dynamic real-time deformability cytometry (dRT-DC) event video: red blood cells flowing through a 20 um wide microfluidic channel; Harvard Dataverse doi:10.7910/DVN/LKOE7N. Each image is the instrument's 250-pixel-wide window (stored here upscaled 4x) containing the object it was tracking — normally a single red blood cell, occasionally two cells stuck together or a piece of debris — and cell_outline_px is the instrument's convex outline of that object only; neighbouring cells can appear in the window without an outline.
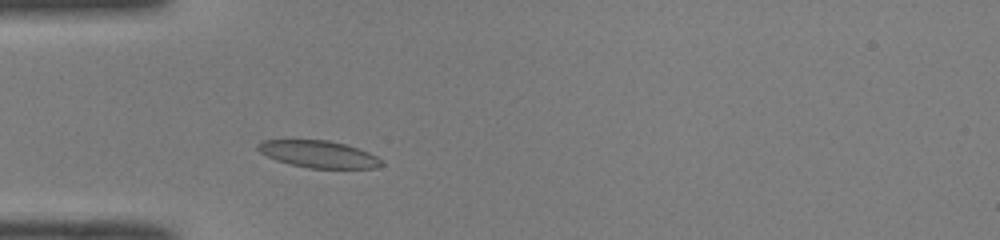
{"species": "common noctule bat (a hibernating species)", "species_latin": "Nyctalus noctula", "temperature_condition": "room temperature", "stored_images_in_passage": 41, "camera_frame_rate_fps": 3000, "um_per_image_px": 0.085, "animal": {"sex": "male", "body_mass_g": 19.0, "forearm_length_mm": 50.8}, "frame": {"image": 1, "passage_image": 6, "time_ms": 1.667, "image_size_px": [1000, 240], "cell_outline_px": [[384, 164], [376, 168], [308, 168], [276, 160], [260, 152], [256, 148], [256, 144], [264, 140], [328, 140], [344, 144], [368, 152], [376, 156]], "centroid_in_image_um": [27.06, 13.1], "position_along_channel_um": 57.9, "area_um2": 19.25}}
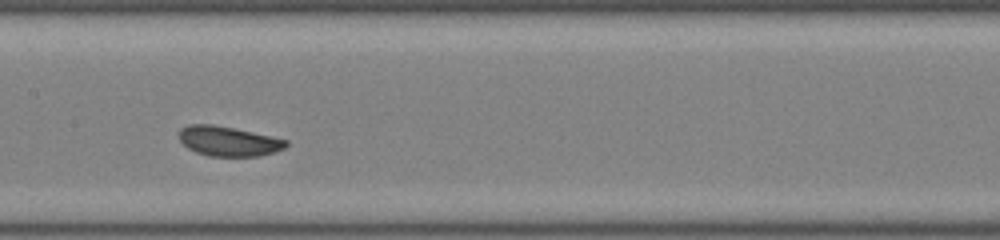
{"frame": {"image": 2, "passage_image": 16, "time_ms": 5.0, "image_size_px": [1000, 240], "cell_outline_px": [[288, 144], [284, 148], [260, 156], [208, 156], [196, 152], [188, 148], [180, 140], [180, 128], [188, 124], [212, 124], [252, 132], [288, 140]], "centroid_in_image_um": [19.4, 12.0], "position_along_channel_um": 188.0, "area_um2": 18.38}}
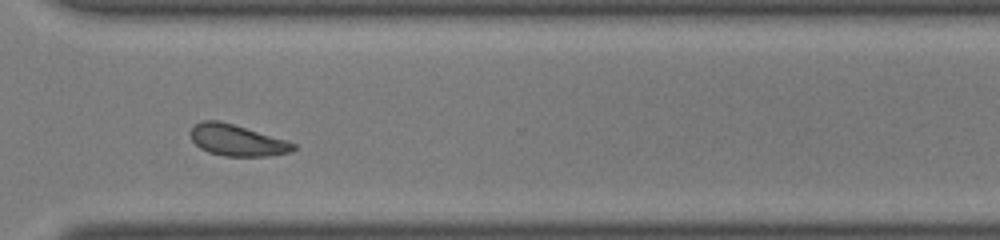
{"frame": {"image": 3, "passage_image": 28, "time_ms": 9.0, "image_size_px": [1000, 240], "cell_outline_px": [[296, 148], [292, 152], [272, 156], [224, 156], [208, 152], [200, 148], [192, 140], [188, 132], [200, 120], [216, 120], [232, 124], [284, 140], [296, 144]], "centroid_in_image_um": [20.11, 11.94], "position_along_channel_um": 350.5, "area_um2": 18.61}, "authors_computed_cell_mechanics": {"area_um2": 19.0162, "velocity_mm_per_s": 4.0481, "shape_relaxation_time_tau1_ms": 4.0672, "shape_relaxation_time_tau2_ms": 2.941, "deformation_change_tau1": 0.1151, "deformation_change_tau2": 0.0821}}